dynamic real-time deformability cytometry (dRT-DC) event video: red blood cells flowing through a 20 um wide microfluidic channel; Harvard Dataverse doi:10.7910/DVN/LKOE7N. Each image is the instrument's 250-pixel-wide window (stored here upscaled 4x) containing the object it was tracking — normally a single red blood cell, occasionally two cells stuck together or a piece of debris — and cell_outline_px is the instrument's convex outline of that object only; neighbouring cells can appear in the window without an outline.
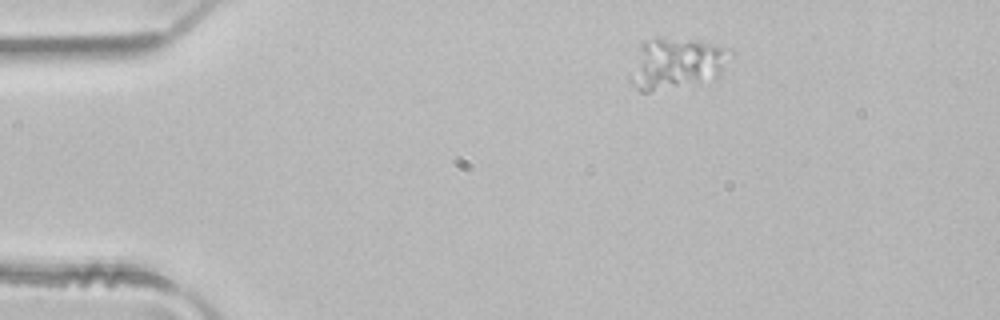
{"species": "common noctule bat (a hibernating species)", "species_latin": "Nyctalus noctula", "temperature_condition": "room temperature", "stored_images_in_passage": 2, "camera_frame_rate_fps": 3000, "um_per_image_px": 0.085, "animal": {"sex": "male", "body_mass_g": 21.5, "forearm_length_mm": 52.0}, "frame": {"image": 1, "passage_image": 1, "time_ms": 0.0, "image_size_px": [1000, 320], "cell_outline_px": [[736, 52], [720, 72], [716, 76], [648, 92], [640, 92], [628, 80], [628, 76], [640, 44], [644, 40], [656, 36], [660, 36], [696, 40], [732, 48]], "centroid_in_image_um": [57.46, 5.31], "position_along_channel_um": 27.5, "area_um2": 29.82}}